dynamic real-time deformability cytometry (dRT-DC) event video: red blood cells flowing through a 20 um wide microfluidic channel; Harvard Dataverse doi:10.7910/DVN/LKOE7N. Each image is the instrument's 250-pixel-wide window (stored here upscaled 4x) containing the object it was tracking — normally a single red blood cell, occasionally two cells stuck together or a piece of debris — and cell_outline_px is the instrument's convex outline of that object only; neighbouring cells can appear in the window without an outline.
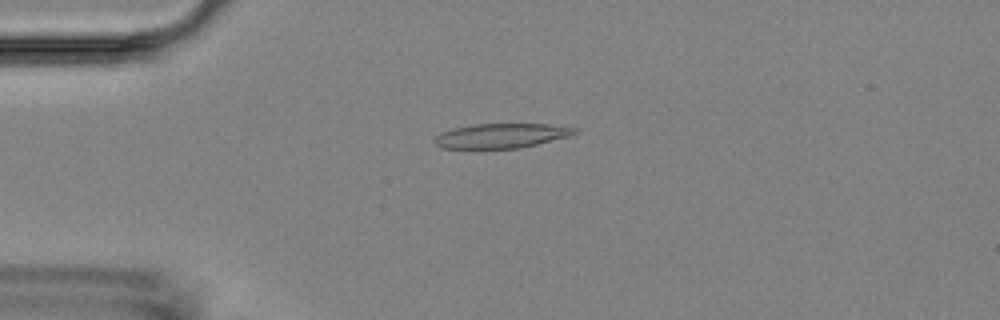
{"species": "Egyptian fruit bat (a non-hibernating species)", "species_latin": "Rousettus aegyptiacus", "temperature_condition": "room temperature", "stored_images_in_passage": 4, "camera_frame_rate_fps": 3000, "um_per_image_px": 0.085, "animal": {"sex": "female"}, "frame": {"image": 1, "passage_image": 3, "time_ms": 2.333, "image_size_px": [1000, 320], "cell_outline_px": [[580, 132], [572, 136], [520, 148], [440, 148], [432, 140], [440, 132], [456, 128], [476, 124], [548, 124], [580, 128]], "centroid_in_image_um": [42.69, 11.53], "position_along_channel_um": 42.3, "area_um2": 20.23}}